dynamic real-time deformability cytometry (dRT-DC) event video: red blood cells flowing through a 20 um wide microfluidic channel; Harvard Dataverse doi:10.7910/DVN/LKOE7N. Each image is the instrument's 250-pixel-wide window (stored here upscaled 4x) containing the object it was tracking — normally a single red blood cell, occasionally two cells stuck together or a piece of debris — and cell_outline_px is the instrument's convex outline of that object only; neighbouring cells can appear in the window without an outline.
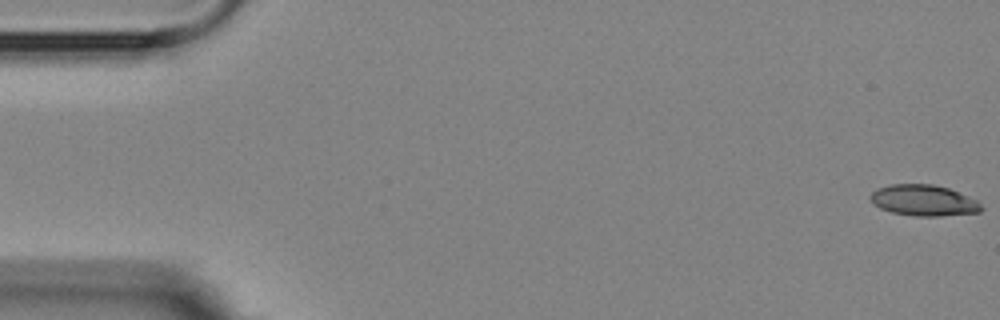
{"species": "Egyptian fruit bat (a non-hibernating species)", "species_latin": "Rousettus aegyptiacus", "temperature_condition": "room temperature", "stored_images_in_passage": 5, "camera_frame_rate_fps": 3000, "um_per_image_px": 0.085, "animal": {"sex": "female"}, "frame": {"image": 1, "passage_image": 1, "time_ms": 0.0, "image_size_px": [1000, 320], "cell_outline_px": [[984, 208], [980, 212], [940, 216], [912, 216], [892, 212], [880, 208], [872, 204], [868, 196], [876, 188], [892, 184], [932, 184], [948, 188], [976, 200]], "centroid_in_image_um": [78.46, 17.04], "position_along_channel_um": 6.5, "area_um2": 20.11}}